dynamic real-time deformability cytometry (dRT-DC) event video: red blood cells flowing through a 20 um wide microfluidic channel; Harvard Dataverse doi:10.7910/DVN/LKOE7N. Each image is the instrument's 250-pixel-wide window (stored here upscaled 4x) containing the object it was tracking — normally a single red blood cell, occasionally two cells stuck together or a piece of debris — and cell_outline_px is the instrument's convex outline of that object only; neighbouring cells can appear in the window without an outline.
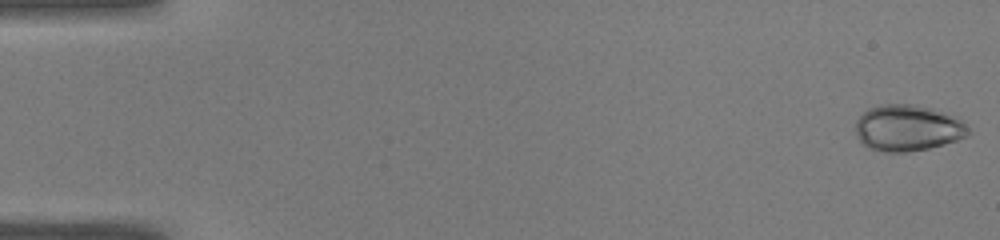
{"species": "common noctule bat (a hibernating species)", "species_latin": "Nyctalus noctula", "temperature_condition": "warm", "stored_images_in_passage": 50, "camera_frame_rate_fps": 3000, "um_per_image_px": 0.085, "animal": {"sex": "male", "body_mass_g": 19.0, "forearm_length_mm": 50.8}, "frame": {"image": 1, "passage_image": 1, "time_ms": 0.0, "image_size_px": [1000, 240], "cell_outline_px": [[972, 132], [968, 136], [944, 144], [928, 148], [908, 152], [884, 152], [868, 148], [856, 136], [856, 120], [868, 108], [880, 104], [912, 104], [944, 112], [964, 120]], "centroid_in_image_um": [77.17, 10.88], "position_along_channel_um": 7.8, "area_um2": 30.58}}
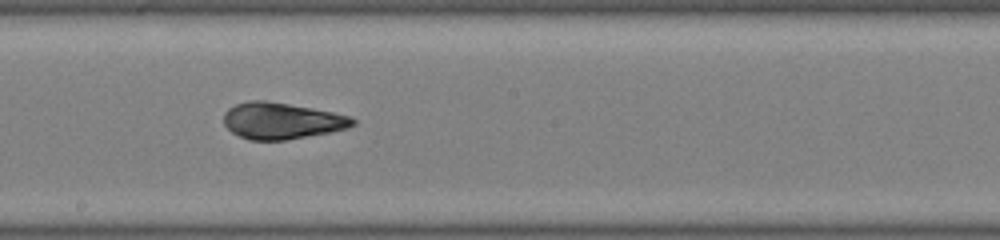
{"frame": {"image": 2, "passage_image": 28, "time_ms": 9.0, "image_size_px": [1000, 240], "cell_outline_px": [[356, 124], [348, 128], [332, 132], [284, 140], [248, 140], [232, 132], [224, 124], [224, 112], [228, 108], [236, 104], [248, 100], [264, 100], [312, 108], [332, 112], [348, 116], [356, 120]], "centroid_in_image_um": [23.93, 10.27], "position_along_channel_um": 224.3, "area_um2": 27.34}}
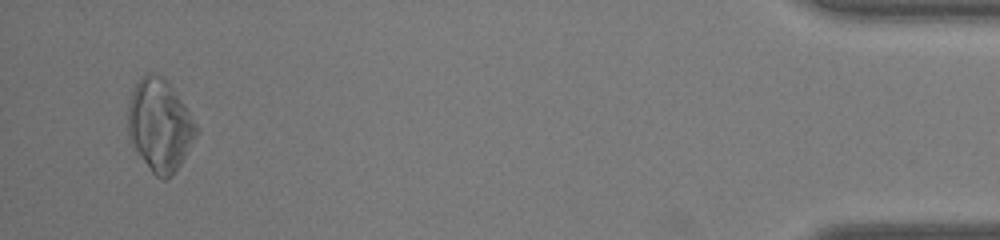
{"frame": {"image": 3, "passage_image": 48, "time_ms": 15.667, "image_size_px": [1000, 240], "cell_outline_px": [[200, 132], [180, 164], [172, 176], [164, 180], [156, 176], [152, 172], [128, 140], [128, 104], [132, 92], [140, 76], [148, 72], [156, 72], [168, 80], [200, 128]], "centroid_in_image_um": [13.59, 10.62], "position_along_channel_um": 421.6, "area_um2": 37.11}, "authors_computed_cell_mechanics": {"area_um2": 28.033, "velocity_mm_per_s": 4.0884, "shape_relaxation_time_tau1_ms": 5.2495, "shape_relaxation_time_tau2_ms": 1.4116, "deformation_change_tau1": 0.1797, "deformation_change_tau2": 0.0595}}